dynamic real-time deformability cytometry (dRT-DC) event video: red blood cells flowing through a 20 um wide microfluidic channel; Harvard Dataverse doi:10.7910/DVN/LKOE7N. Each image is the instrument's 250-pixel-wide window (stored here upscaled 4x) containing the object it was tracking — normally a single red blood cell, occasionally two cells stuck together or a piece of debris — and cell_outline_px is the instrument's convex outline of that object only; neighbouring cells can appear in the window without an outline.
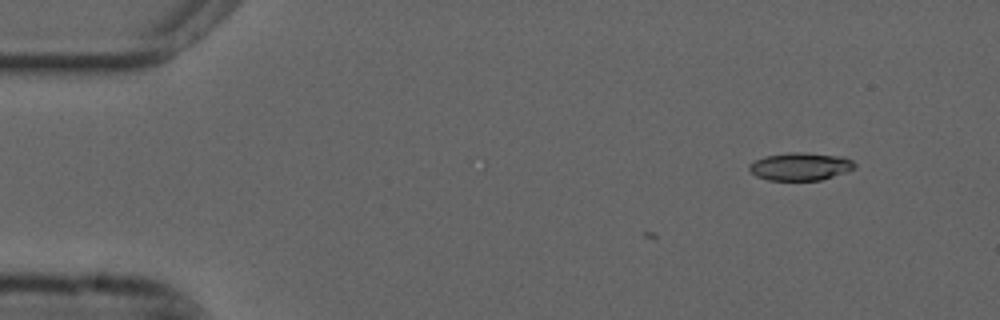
{"species": "common noctule bat (a hibernating species)", "species_latin": "Nyctalus noctula", "temperature_condition": "cold", "stored_images_in_passage": 6, "camera_frame_rate_fps": 3000, "um_per_image_px": 0.085, "animal": {"sex": "male", "forearm_length_mm": 52.5}, "frame": {"image": 1, "passage_image": 6, "time_ms": 1.667, "image_size_px": [1000, 320], "cell_outline_px": [[856, 168], [848, 172], [820, 180], [768, 180], [756, 176], [748, 168], [748, 164], [764, 156], [788, 152], [804, 152], [844, 156], [852, 160], [856, 164]], "centroid_in_image_um": [68.06, 14.14], "position_along_channel_um": 16.9, "area_um2": 17.34}}